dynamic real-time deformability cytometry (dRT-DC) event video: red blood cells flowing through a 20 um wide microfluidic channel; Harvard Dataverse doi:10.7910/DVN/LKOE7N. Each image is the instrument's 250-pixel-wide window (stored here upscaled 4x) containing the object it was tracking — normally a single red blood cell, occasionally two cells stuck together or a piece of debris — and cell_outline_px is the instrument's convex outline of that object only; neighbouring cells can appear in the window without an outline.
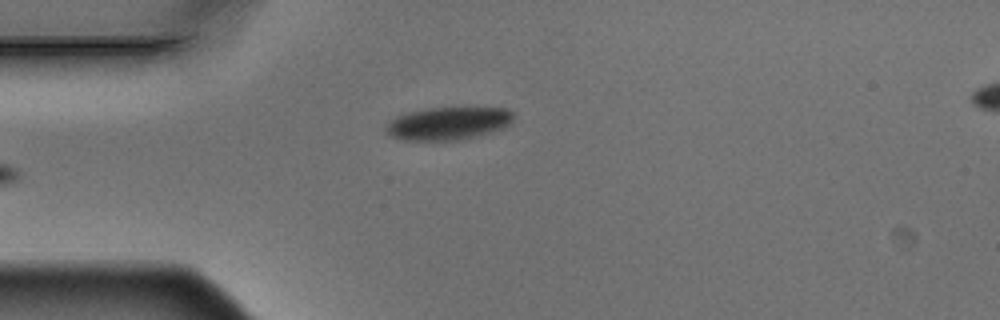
{"species": "Egyptian fruit bat (a non-hibernating species)", "species_latin": "Rousettus aegyptiacus", "temperature_condition": "warm", "stored_images_in_passage": 5, "camera_frame_rate_fps": 3000, "um_per_image_px": 0.085, "animal": {"sex": "male"}, "frame": {"image": 1, "passage_image": 5, "time_ms": 1.333, "image_size_px": [1000, 320], "cell_outline_px": [[512, 124], [504, 128], [480, 136], [460, 140], [404, 140], [388, 136], [384, 128], [388, 120], [396, 116], [408, 112], [428, 108], [508, 108], [512, 112]], "centroid_in_image_um": [38.08, 10.5], "position_along_channel_um": 46.9, "area_um2": 24.74}}